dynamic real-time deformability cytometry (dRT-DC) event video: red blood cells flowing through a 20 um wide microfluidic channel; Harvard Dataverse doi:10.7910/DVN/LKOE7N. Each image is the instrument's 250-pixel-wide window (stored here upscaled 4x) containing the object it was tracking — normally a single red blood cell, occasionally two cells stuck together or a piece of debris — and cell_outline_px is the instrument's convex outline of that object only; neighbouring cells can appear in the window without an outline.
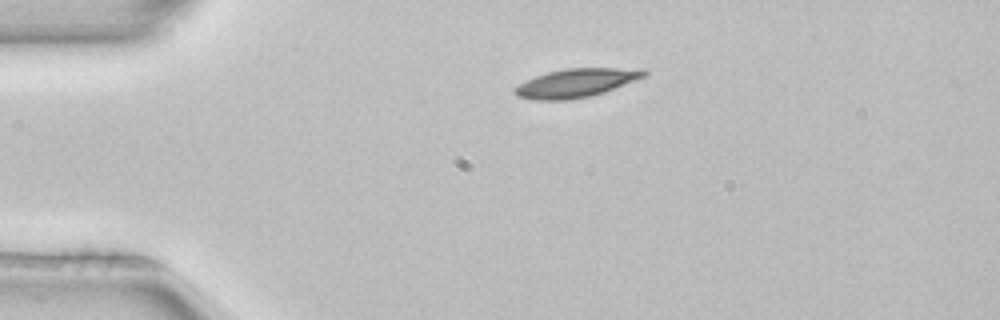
{"species": "common noctule bat (a hibernating species)", "species_latin": "Nyctalus noctula", "temperature_condition": "room temperature", "stored_images_in_passage": 42, "camera_frame_rate_fps": 3000, "um_per_image_px": 0.085, "animal": {"sex": "female", "body_mass_g": 22.7, "forearm_length_mm": 54.2}, "frame": {"image": 1, "passage_image": 1, "time_ms": 0.0, "image_size_px": [1000, 320], "cell_outline_px": [[648, 72], [644, 76], [604, 92], [592, 96], [568, 100], [536, 100], [516, 96], [512, 92], [512, 88], [536, 76], [548, 72], [564, 68], [644, 68]], "centroid_in_image_um": [48.95, 7.05], "position_along_channel_um": 36.1, "area_um2": 21.5}, "authors_computed_cell_mechanics": {"area_um2": 20.519, "velocity_mm_per_s": 3.9441, "shape_relaxation_time_tau1_ms": 3.4461, "shape_relaxation_time_tau2_ms": null, "deformation_change_tau1": 0.1473, "deformation_change_tau2": null}}